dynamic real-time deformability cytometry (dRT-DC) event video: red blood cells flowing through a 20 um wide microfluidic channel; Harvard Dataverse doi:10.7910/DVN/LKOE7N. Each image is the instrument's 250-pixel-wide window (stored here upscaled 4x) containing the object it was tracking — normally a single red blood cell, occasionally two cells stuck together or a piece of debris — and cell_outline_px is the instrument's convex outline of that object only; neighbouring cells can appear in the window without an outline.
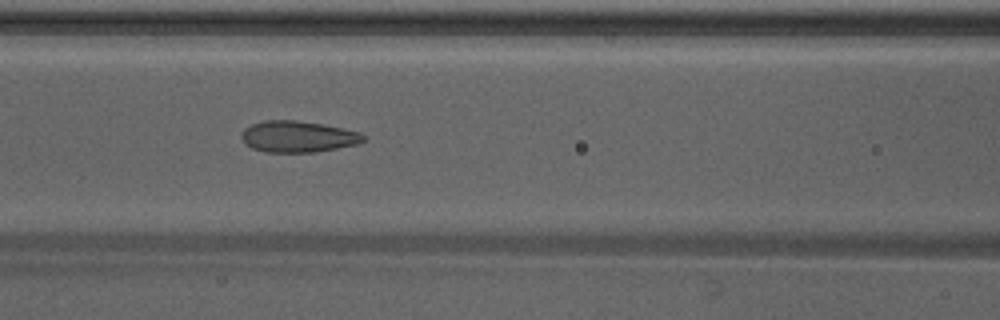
{"species": "Egyptian fruit bat (a non-hibernating species)", "species_latin": "Rousettus aegyptiacus", "temperature_condition": "warm", "stored_images_in_passage": 48, "camera_frame_rate_fps": 3000, "um_per_image_px": 0.085, "animal": {"sex": "male"}, "frame": {"image": 1, "passage_image": 21, "time_ms": 6.667, "image_size_px": [1000, 320], "cell_outline_px": [[364, 140], [356, 144], [316, 152], [264, 152], [252, 148], [244, 144], [240, 136], [244, 128], [252, 124], [264, 120], [296, 120], [324, 124], [360, 132], [364, 136]], "centroid_in_image_um": [25.27, 11.61], "position_along_channel_um": 141.3, "area_um2": 22.31}, "authors_computed_cell_mechanics": {"area_um2": 22.9466, "velocity_mm_per_s": 4.2838, "shape_relaxation_time_tau1_ms": 3.9943, "shape_relaxation_time_tau2_ms": 1.1195, "deformation_change_tau1": 0.1595, "deformation_change_tau2": 0.0886}}